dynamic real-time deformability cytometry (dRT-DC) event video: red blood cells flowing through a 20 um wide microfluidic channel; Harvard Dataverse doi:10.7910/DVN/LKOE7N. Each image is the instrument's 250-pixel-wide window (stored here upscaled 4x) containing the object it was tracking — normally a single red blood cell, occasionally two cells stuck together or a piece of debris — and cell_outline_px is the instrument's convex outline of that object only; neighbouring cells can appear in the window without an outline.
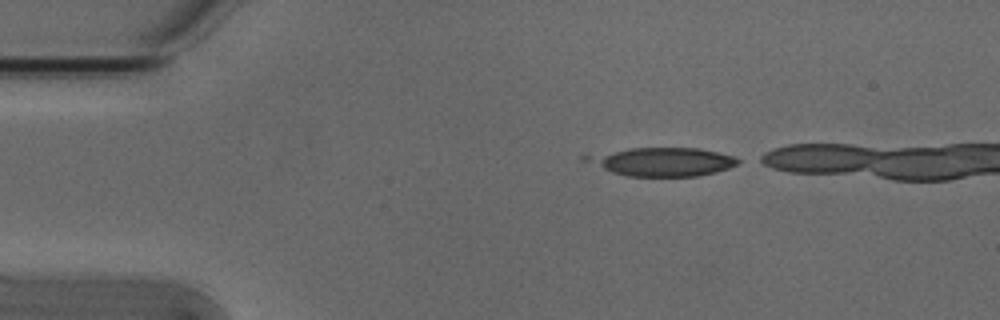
{"species": "Egyptian fruit bat (a non-hibernating species)", "species_latin": "Rousettus aegyptiacus", "temperature_condition": "cold", "stored_images_in_passage": 4, "camera_frame_rate_fps": 3000, "um_per_image_px": 0.085, "animal": {"sex": "male"}, "frame": {"image": 1, "passage_image": 1, "time_ms": 0.0, "image_size_px": [1000, 320], "cell_outline_px": [[744, 160], [740, 164], [716, 172], [696, 176], [628, 176], [612, 172], [580, 160], [580, 156], [628, 148], [696, 148], [736, 156]], "centroid_in_image_um": [56.29, 13.74], "position_along_channel_um": 28.7, "area_um2": 25.43}}